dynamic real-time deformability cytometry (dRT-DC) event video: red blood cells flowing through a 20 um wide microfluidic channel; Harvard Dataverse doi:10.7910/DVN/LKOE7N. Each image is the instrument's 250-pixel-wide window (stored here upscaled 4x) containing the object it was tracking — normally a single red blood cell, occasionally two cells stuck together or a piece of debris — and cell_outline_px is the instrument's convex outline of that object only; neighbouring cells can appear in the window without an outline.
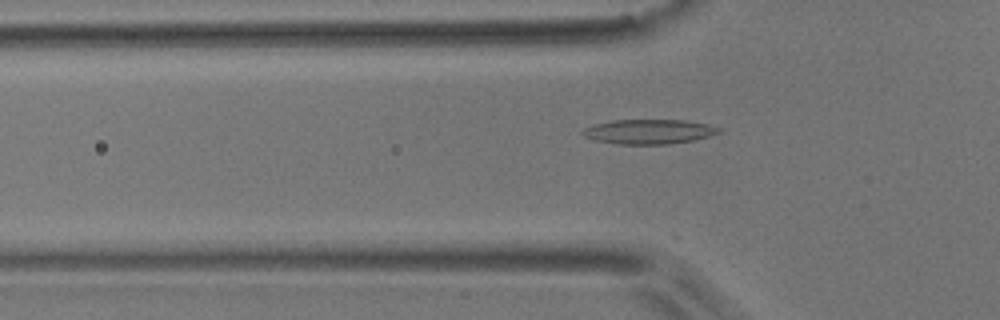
{"species": "common noctule bat (a hibernating species)", "species_latin": "Nyctalus noctula", "temperature_condition": "room temperature", "stored_images_in_passage": 10, "camera_frame_rate_fps": 3000, "um_per_image_px": 0.085, "animal": {"sex": "male", "body_mass_g": 17.9}, "frame": {"image": 1, "passage_image": 4, "time_ms": 1.0, "image_size_px": [1000, 320], "cell_outline_px": [[724, 132], [692, 140], [668, 144], [620, 144], [596, 140], [584, 136], [580, 132], [584, 128], [596, 124], [612, 120], [684, 120], [708, 124], [720, 128]], "centroid_in_image_um": [55.18, 11.18], "position_along_channel_um": 70.6, "area_um2": 19.42}}
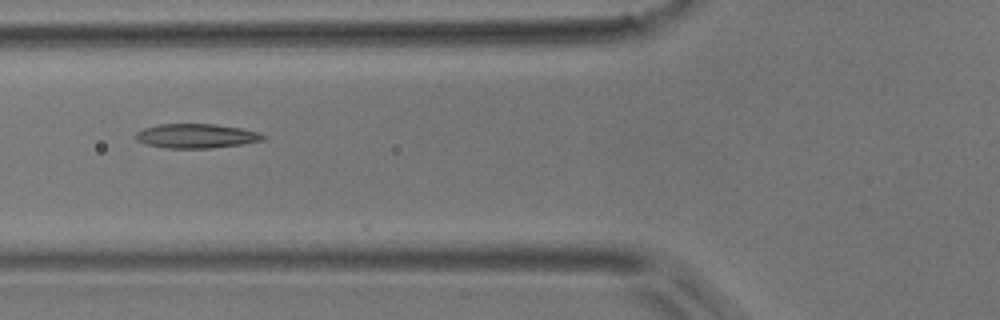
{"frame": {"image": 2, "passage_image": 7, "time_ms": 2.0, "image_size_px": [1000, 320], "cell_outline_px": [[268, 136], [264, 140], [240, 144], [208, 148], [164, 148], [148, 144], [136, 140], [132, 136], [136, 132], [144, 128], [160, 124], [212, 124], [240, 128], [260, 132]], "centroid_in_image_um": [16.67, 11.55], "position_along_channel_um": 109.1, "area_um2": 18.03}}